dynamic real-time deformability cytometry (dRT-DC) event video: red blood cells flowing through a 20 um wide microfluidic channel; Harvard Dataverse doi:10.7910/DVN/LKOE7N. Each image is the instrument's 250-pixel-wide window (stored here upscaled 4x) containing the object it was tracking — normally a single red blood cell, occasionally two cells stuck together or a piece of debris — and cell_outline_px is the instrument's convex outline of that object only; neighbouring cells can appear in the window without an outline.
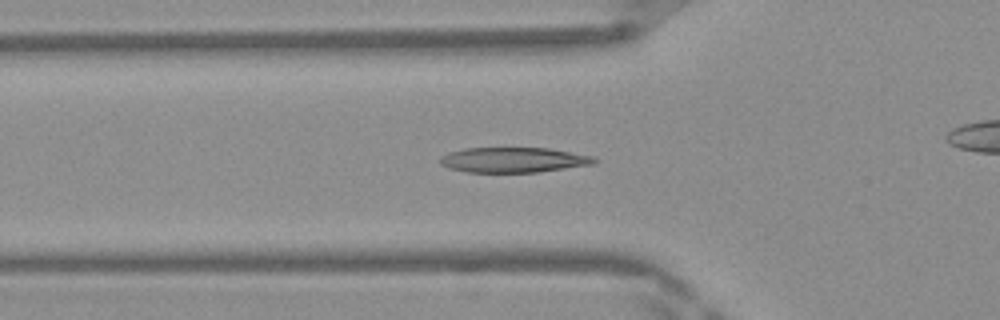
{"species": "Egyptian fruit bat (a non-hibernating species)", "species_latin": "Rousettus aegyptiacus", "temperature_condition": "warm", "stored_images_in_passage": 49, "camera_frame_rate_fps": 3000, "um_per_image_px": 0.085, "frame": {"image": 1, "passage_image": 17, "time_ms": 5.333, "image_size_px": [1000, 320], "cell_outline_px": [[596, 160], [592, 164], [536, 172], [468, 172], [452, 168], [444, 164], [440, 160], [444, 156], [452, 152], [468, 148], [548, 148], [592, 156]], "centroid_in_image_um": [43.69, 13.59], "position_along_channel_um": 82.1, "area_um2": 21.85}}
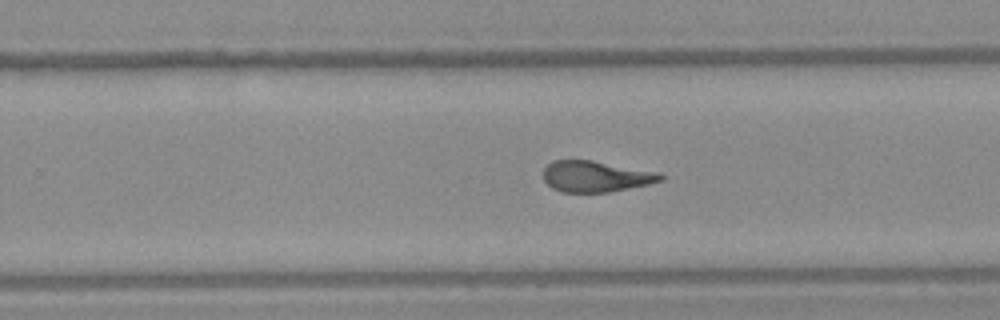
{"frame": {"image": 2, "passage_image": 31, "time_ms": 10.0, "image_size_px": [1000, 320], "cell_outline_px": [[664, 180], [648, 184], [608, 192], [564, 192], [552, 188], [544, 180], [544, 168], [552, 160], [588, 160], [656, 172], [664, 176]], "centroid_in_image_um": [50.6, 15.0], "position_along_channel_um": 279.2, "area_um2": 20.81}}
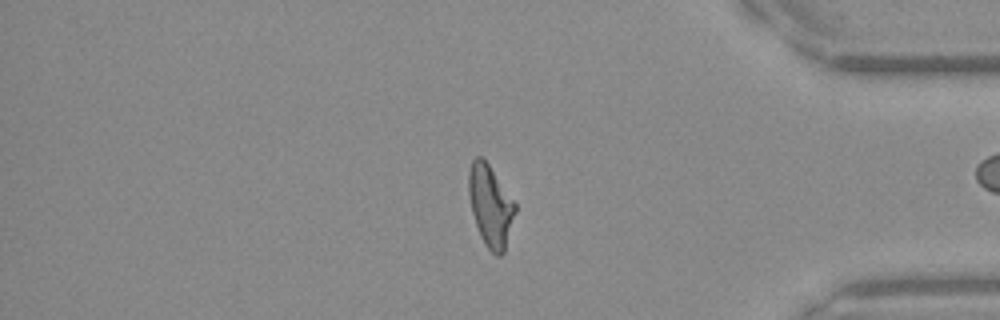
{"frame": {"image": 3, "passage_image": 41, "time_ms": 13.333, "image_size_px": [1000, 320], "cell_outline_px": [[516, 212], [504, 252], [500, 256], [496, 256], [484, 244], [480, 236], [472, 212], [468, 192], [468, 172], [472, 160], [476, 156], [480, 156], [488, 164], [516, 204]], "centroid_in_image_um": [41.68, 17.51], "position_along_channel_um": 393.5, "area_um2": 21.91}, "authors_computed_cell_mechanics": {"area_um2": 21.5016, "velocity_mm_per_s": 4.2036, "shape_relaxation_time_tau1_ms": 11.0, "shape_relaxation_time_tau2_ms": 1.4717, "deformation_change_tau1": 0.3607, "deformation_change_tau2": 0.1096}}